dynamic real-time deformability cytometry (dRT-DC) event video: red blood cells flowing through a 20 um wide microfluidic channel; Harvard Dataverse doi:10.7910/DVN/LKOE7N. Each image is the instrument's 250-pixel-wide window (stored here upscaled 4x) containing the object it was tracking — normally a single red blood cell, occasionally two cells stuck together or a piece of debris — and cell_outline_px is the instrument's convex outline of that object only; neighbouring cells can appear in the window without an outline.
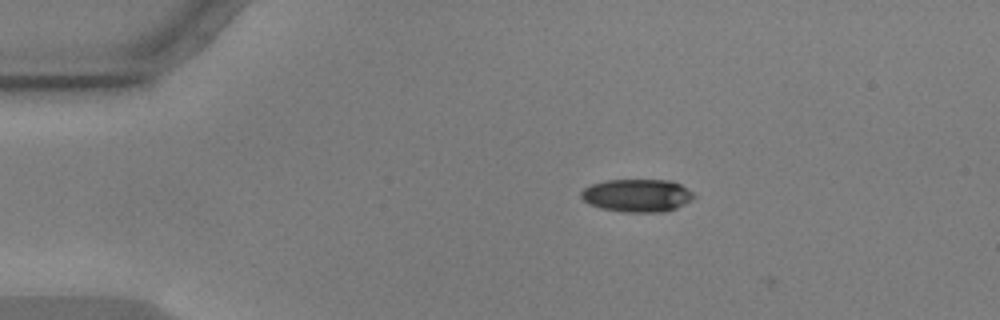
{"species": "common noctule bat (a hibernating species)", "species_latin": "Nyctalus noctula", "temperature_condition": "warm", "stored_images_in_passage": 3, "camera_frame_rate_fps": 3000, "um_per_image_px": 0.085, "animal": {"sex": "male", "body_mass_g": 17.9, "forearm_length_mm": 54.2}, "frame": {"image": 1, "passage_image": 2, "time_ms": 0.333, "image_size_px": [1000, 320], "cell_outline_px": [[696, 196], [692, 200], [676, 208], [664, 212], [624, 212], [600, 208], [588, 204], [580, 196], [580, 192], [584, 188], [592, 184], [604, 180], [672, 180], [680, 184], [692, 192]], "centroid_in_image_um": [54.15, 16.61], "position_along_channel_um": 30.9, "area_um2": 21.73}}